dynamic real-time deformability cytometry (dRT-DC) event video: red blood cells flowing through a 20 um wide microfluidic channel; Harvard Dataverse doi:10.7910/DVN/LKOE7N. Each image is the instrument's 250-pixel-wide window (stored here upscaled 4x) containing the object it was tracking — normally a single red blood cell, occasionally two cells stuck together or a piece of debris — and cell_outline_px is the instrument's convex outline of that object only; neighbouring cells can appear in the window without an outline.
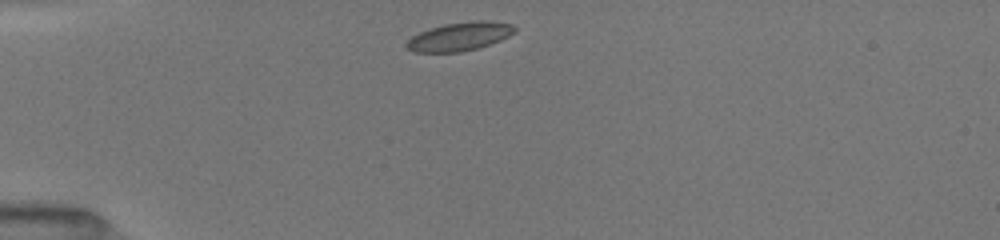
{"species": "common noctule bat (a hibernating species)", "species_latin": "Nyctalus noctula", "temperature_condition": "room temperature", "stored_images_in_passage": 39, "camera_frame_rate_fps": 3000, "um_per_image_px": 0.085, "animal": {"sex": "female", "body_mass_g": 19.5, "forearm_length_mm": 54.1}, "frame": {"image": 1, "passage_image": 1, "time_ms": 0.0, "image_size_px": [1000, 240], "cell_outline_px": [[512, 32], [496, 40], [472, 48], [452, 52], [420, 52], [408, 48], [408, 44], [416, 36], [424, 32], [436, 28], [452, 24], [508, 24], [512, 28]], "centroid_in_image_um": [38.95, 3.17], "position_along_channel_um": 46.1, "area_um2": 15.03}}
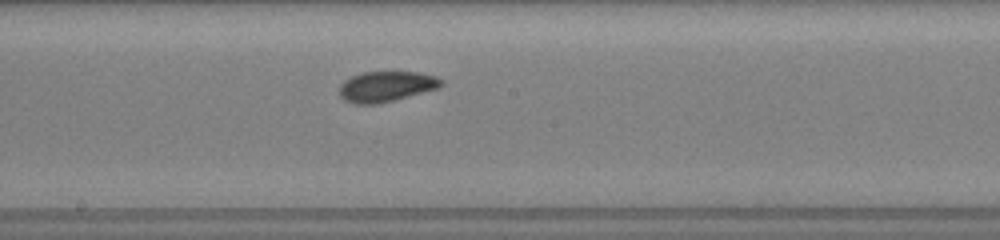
{"frame": {"image": 2, "passage_image": 16, "time_ms": 5.0, "image_size_px": [1000, 240], "cell_outline_px": [[440, 84], [432, 88], [384, 100], [348, 100], [340, 92], [344, 84], [348, 80], [356, 76], [372, 72], [408, 72], [428, 76], [440, 80]], "centroid_in_image_um": [32.82, 7.27], "position_along_channel_um": 215.4, "area_um2": 14.97}}
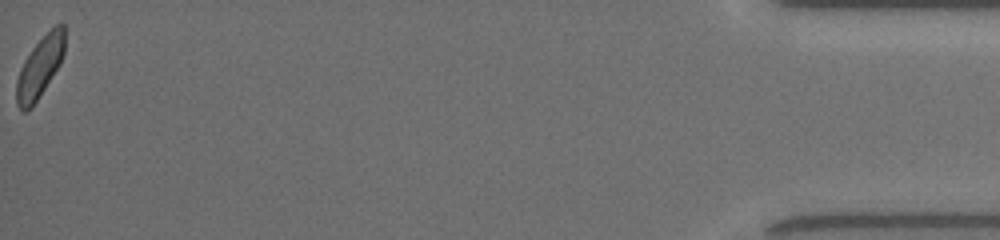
{"frame": {"image": 3, "passage_image": 39, "time_ms": 12.667, "image_size_px": [1000, 240], "cell_outline_px": [[64, 52], [56, 68], [36, 100], [28, 108], [20, 108], [16, 100], [16, 84], [20, 72], [28, 56], [36, 44], [56, 24], [64, 24]], "centroid_in_image_um": [3.4, 5.65], "position_along_channel_um": 431.8, "area_um2": 15.72}, "authors_computed_cell_mechanics": {"area_um2": 15.4326, "velocity_mm_per_s": 3.9781, "shape_relaxation_time_tau1_ms": 4.8782, "shape_relaxation_time_tau2_ms": 3.3715, "deformation_change_tau1": 0.1084, "deformation_change_tau2": 0.0726}}